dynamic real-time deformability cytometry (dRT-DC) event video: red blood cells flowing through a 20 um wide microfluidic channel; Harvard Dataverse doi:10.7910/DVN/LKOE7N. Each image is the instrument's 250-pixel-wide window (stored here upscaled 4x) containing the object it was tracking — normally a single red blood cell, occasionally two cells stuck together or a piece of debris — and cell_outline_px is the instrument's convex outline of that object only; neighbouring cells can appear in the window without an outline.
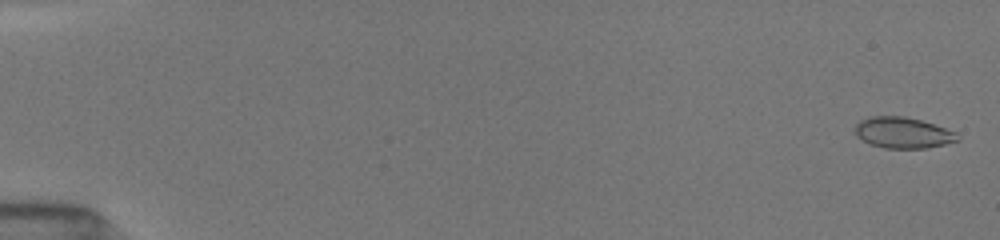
{"species": "common noctule bat (a hibernating species)", "species_latin": "Nyctalus noctula", "temperature_condition": "room temperature", "stored_images_in_passage": 22, "camera_frame_rate_fps": 3000, "um_per_image_px": 0.085, "animal": {"sex": "female", "body_mass_g": 19.5, "forearm_length_mm": 54.1}, "frame": {"image": 1, "passage_image": 1, "time_ms": 0.0, "image_size_px": [1000, 240], "cell_outline_px": [[960, 140], [928, 148], [884, 148], [872, 144], [856, 136], [856, 124], [860, 120], [872, 116], [904, 116], [920, 120], [956, 132], [960, 136]], "centroid_in_image_um": [76.77, 11.28], "position_along_channel_um": 8.2, "area_um2": 18.32}}
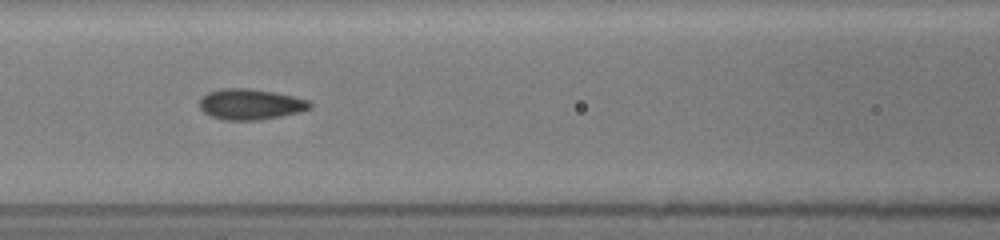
{"frame": {"image": 2, "passage_image": 11, "time_ms": 7.667, "image_size_px": [1000, 240], "cell_outline_px": [[312, 104], [308, 108], [300, 112], [260, 120], [224, 120], [212, 116], [204, 112], [200, 108], [200, 100], [208, 92], [224, 88], [248, 88], [272, 92], [292, 96], [308, 100]], "centroid_in_image_um": [21.27, 8.87], "position_along_channel_um": 145.3, "area_um2": 19.48}}
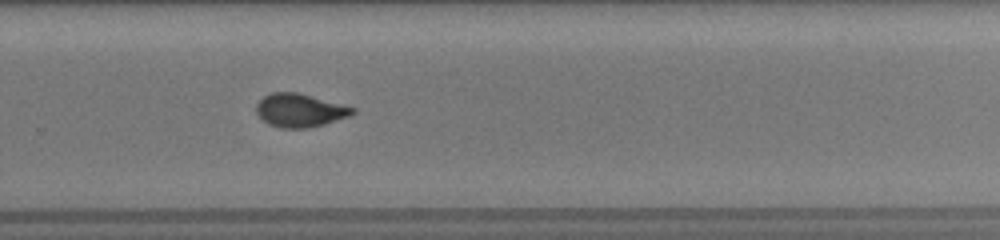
{"frame": {"image": 3, "passage_image": 20, "time_ms": 11.667, "image_size_px": [1000, 240], "cell_outline_px": [[356, 112], [348, 116], [324, 124], [308, 128], [280, 128], [268, 124], [256, 112], [256, 104], [264, 96], [272, 92], [296, 92], [356, 108]], "centroid_in_image_um": [25.47, 9.38], "position_along_channel_um": 304.3, "area_um2": 18.5}}